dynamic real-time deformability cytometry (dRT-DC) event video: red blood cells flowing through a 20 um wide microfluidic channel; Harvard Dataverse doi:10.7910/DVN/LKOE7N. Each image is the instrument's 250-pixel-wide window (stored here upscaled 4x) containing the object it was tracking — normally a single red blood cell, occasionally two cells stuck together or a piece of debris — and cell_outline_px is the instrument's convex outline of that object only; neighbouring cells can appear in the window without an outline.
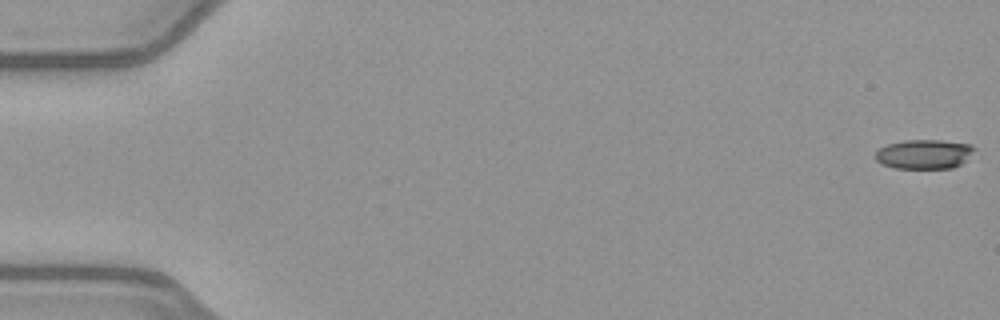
{"species": "common noctule bat (a hibernating species)", "species_latin": "Nyctalus noctula", "temperature_condition": "warm", "stored_images_in_passage": 52, "camera_frame_rate_fps": 3000, "um_per_image_px": 0.085, "animal": {"sex": "female", "body_mass_g": 21.9}, "frame": {"image": 1, "passage_image": 1, "time_ms": 0.0, "image_size_px": [1000, 320], "cell_outline_px": [[976, 148], [960, 164], [952, 168], [896, 168], [880, 164], [872, 156], [880, 148], [888, 144], [904, 140], [940, 140], [972, 144]], "centroid_in_image_um": [78.5, 13.1], "position_along_channel_um": 6.5, "area_um2": 16.94}}
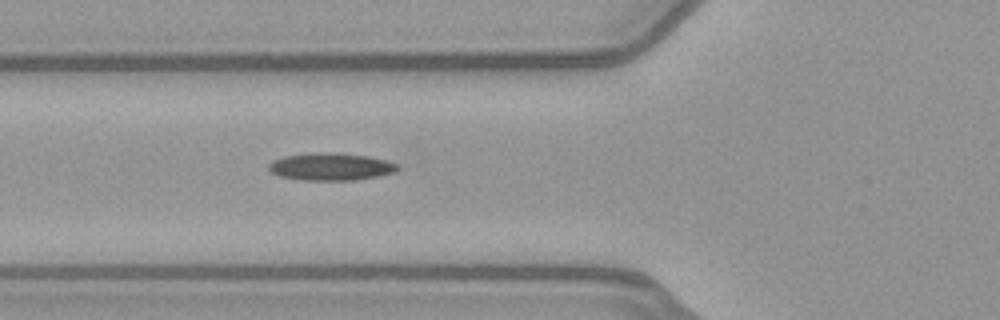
{"frame": {"image": 2, "passage_image": 20, "time_ms": 6.333, "image_size_px": [1000, 320], "cell_outline_px": [[400, 168], [396, 172], [380, 176], [356, 180], [300, 180], [280, 176], [272, 172], [268, 168], [268, 164], [272, 160], [284, 156], [368, 156], [384, 160], [396, 164]], "centroid_in_image_um": [28.15, 14.25], "position_along_channel_um": 97.7, "area_um2": 19.25}}
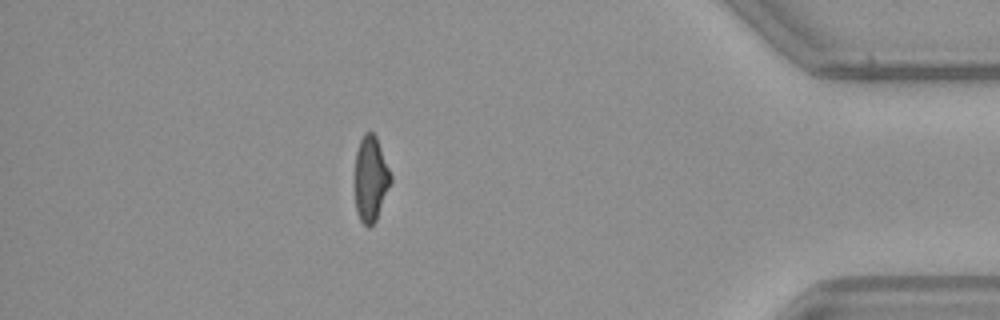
{"frame": {"image": 3, "passage_image": 46, "time_ms": 15.0, "image_size_px": [1000, 320], "cell_outline_px": [[392, 180], [376, 220], [368, 228], [360, 220], [356, 212], [356, 152], [360, 140], [364, 132], [372, 132], [376, 136], [392, 176]], "centroid_in_image_um": [31.52, 15.2], "position_along_channel_um": 403.7, "area_um2": 17.57}, "authors_computed_cell_mechanics": {"area_um2": 18.9295, "velocity_mm_per_s": 4.0308, "shape_relaxation_time_tau1_ms": null, "shape_relaxation_time_tau2_ms": 2.5223, "deformation_change_tau1": null, "deformation_change_tau2": 0.1199}}